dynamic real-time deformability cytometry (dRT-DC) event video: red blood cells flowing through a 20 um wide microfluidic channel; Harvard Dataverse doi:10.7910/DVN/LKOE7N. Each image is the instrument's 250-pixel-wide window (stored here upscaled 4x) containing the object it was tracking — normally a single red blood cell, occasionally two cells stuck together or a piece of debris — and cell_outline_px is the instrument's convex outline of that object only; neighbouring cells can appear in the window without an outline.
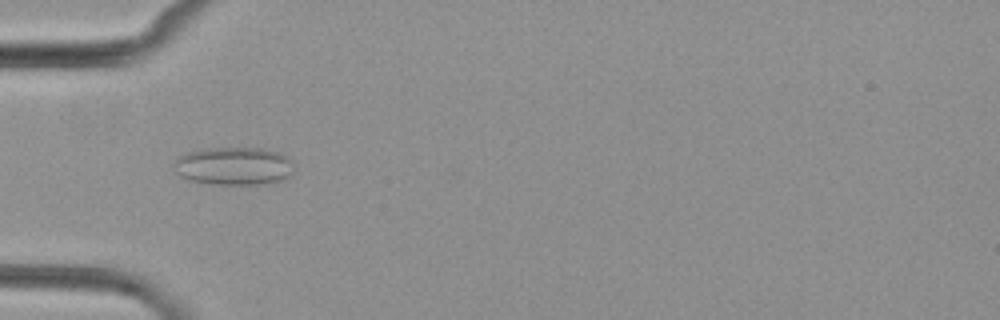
{"species": "common noctule bat (a hibernating species)", "species_latin": "Nyctalus noctula", "temperature_condition": "cold", "stored_images_in_passage": 6, "camera_frame_rate_fps": 3000, "um_per_image_px": 0.085, "animal": {"sex": "female", "body_mass_g": 29.2, "forearm_length_mm": 56.3}, "frame": {"image": 1, "passage_image": 5, "time_ms": 5.667, "image_size_px": [1000, 320], "cell_outline_px": [[292, 172], [288, 176], [280, 180], [264, 184], [212, 184], [188, 180], [180, 176], [176, 172], [172, 164], [176, 156], [188, 152], [208, 148], [260, 148], [280, 152], [292, 160]], "centroid_in_image_um": [19.83, 14.11], "position_along_channel_um": 65.2, "area_um2": 26.76}}